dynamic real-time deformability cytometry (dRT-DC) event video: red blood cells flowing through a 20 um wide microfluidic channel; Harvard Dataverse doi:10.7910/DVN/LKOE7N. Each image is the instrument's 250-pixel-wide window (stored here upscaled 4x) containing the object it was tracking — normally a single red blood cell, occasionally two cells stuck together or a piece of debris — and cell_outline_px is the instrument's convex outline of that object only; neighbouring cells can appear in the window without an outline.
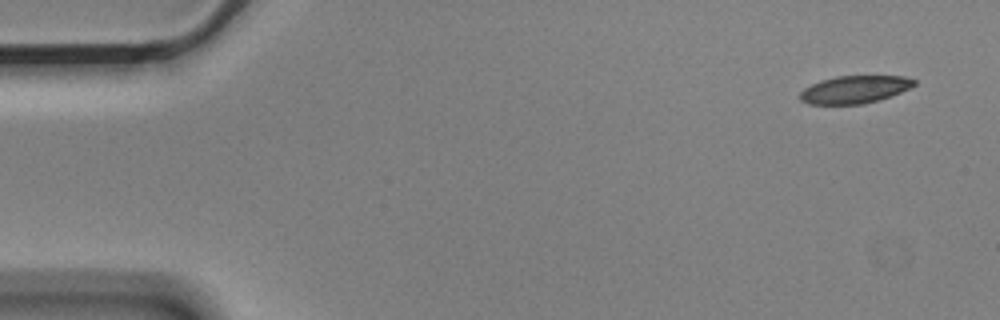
{"species": "Egyptian fruit bat (a non-hibernating species)", "species_latin": "Rousettus aegyptiacus", "temperature_condition": "cold", "stored_images_in_passage": 4, "camera_frame_rate_fps": 3000, "um_per_image_px": 0.085, "animal": {"sex": "male"}, "frame": {"image": 1, "passage_image": 1, "time_ms": 0.0, "image_size_px": [1000, 320], "cell_outline_px": [[916, 84], [900, 92], [864, 104], [808, 104], [800, 100], [800, 92], [804, 88], [820, 80], [836, 76], [904, 76], [916, 80]], "centroid_in_image_um": [72.61, 7.6], "position_along_channel_um": 12.4, "area_um2": 18.21}}
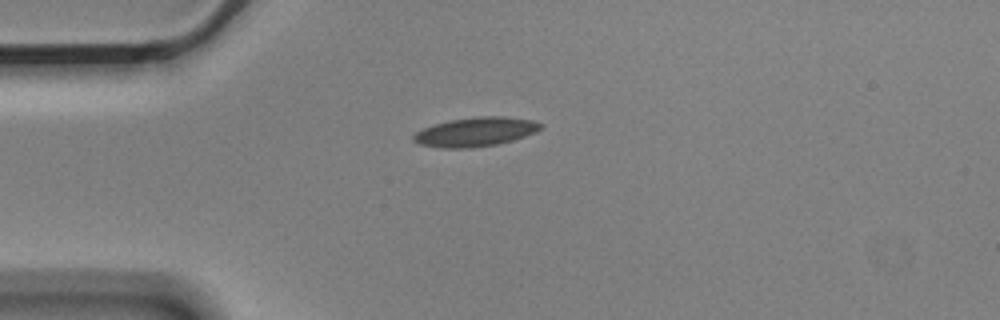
{"frame": {"image": 2, "passage_image": 4, "time_ms": 1.0, "image_size_px": [1000, 320], "cell_outline_px": [[544, 128], [536, 132], [512, 140], [496, 144], [472, 148], [440, 148], [420, 144], [412, 140], [412, 136], [416, 132], [424, 128], [448, 120], [476, 116], [504, 116], [532, 120], [544, 124]], "centroid_in_image_um": [40.44, 11.2], "position_along_channel_um": 44.6, "area_um2": 21.68}}